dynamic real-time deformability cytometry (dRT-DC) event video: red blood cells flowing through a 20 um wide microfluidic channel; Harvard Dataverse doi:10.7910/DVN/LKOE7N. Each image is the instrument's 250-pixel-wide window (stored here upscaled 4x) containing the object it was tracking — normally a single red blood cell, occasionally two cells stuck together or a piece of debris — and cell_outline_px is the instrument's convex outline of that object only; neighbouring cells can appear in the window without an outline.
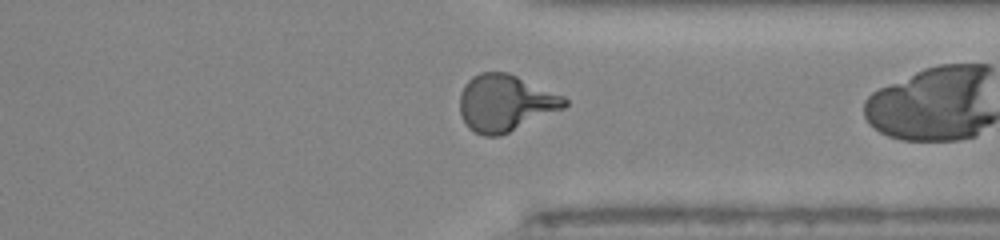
{"species": "human", "species_latin": "Homo sapiens", "temperature_condition": "room temperature", "stored_images_in_passage": 39, "camera_frame_rate_fps": 3000, "um_per_image_px": 0.085, "donor": {"sex": "male"}, "frame": {"image": 1, "passage_image": 38, "time_ms": 12.333, "image_size_px": [1000, 240], "cell_outline_px": [[568, 104], [564, 108], [500, 136], [484, 136], [468, 128], [460, 112], [460, 92], [464, 84], [472, 76], [480, 72], [508, 72], [564, 96], [568, 100]], "centroid_in_image_um": [42.94, 8.75], "position_along_channel_um": 368.5, "area_um2": 34.56}}